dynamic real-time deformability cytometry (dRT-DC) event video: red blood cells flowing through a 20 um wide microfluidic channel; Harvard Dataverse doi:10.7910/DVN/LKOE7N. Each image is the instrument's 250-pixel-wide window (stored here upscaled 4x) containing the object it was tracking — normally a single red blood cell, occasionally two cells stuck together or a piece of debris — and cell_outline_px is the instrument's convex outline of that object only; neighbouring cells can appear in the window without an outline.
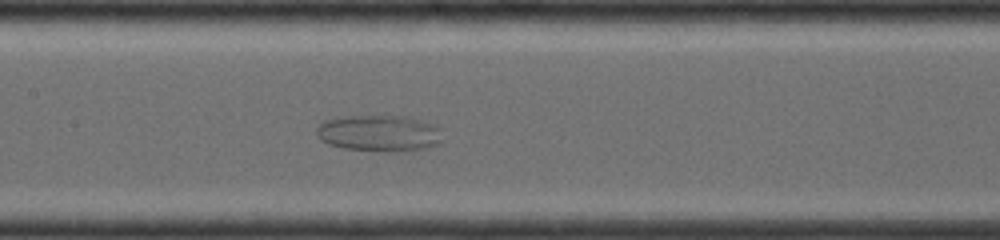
{"species": "common noctule bat (a hibernating species)", "species_latin": "Nyctalus noctula", "temperature_condition": "room temperature", "stored_images_in_passage": 34, "camera_frame_rate_fps": 4000, "um_per_image_px": 0.085, "animal": {"sex": "female", "body_mass_g": 19.0, "forearm_length_mm": 56.7}, "frame": {"image": 1, "passage_image": 16, "time_ms": 3.75, "image_size_px": [1000, 240], "cell_outline_px": [[440, 140], [436, 144], [424, 148], [388, 152], [384, 152], [344, 148], [328, 144], [320, 140], [316, 136], [316, 128], [324, 120], [344, 116], [404, 116], [436, 124], [440, 128]], "centroid_in_image_um": [32.18, 11.32], "position_along_channel_um": 175.2, "area_um2": 26.7}}
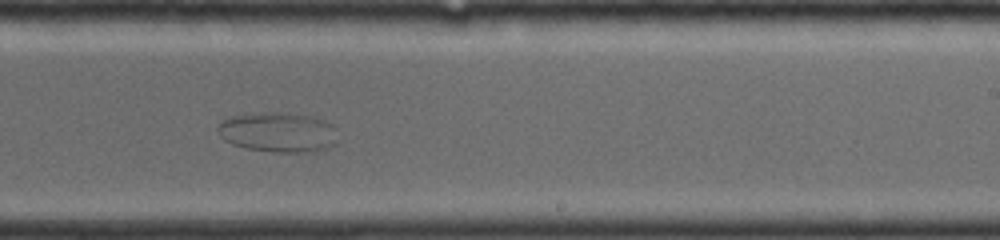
{"frame": {"image": 2, "passage_image": 22, "time_ms": 5.25, "image_size_px": [1000, 240], "cell_outline_px": [[336, 144], [332, 148], [312, 152], [272, 152], [244, 148], [232, 144], [224, 140], [220, 136], [216, 128], [220, 120], [232, 116], [268, 112], [280, 112], [312, 116], [324, 120], [332, 124], [336, 140]], "centroid_in_image_um": [23.62, 11.25], "position_along_channel_um": 265.4, "area_um2": 28.21}}
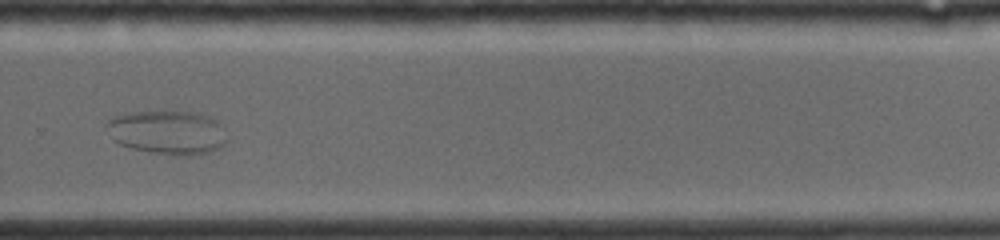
{"frame": {"image": 3, "passage_image": 25, "time_ms": 6.0, "image_size_px": [1000, 240], "cell_outline_px": [[228, 140], [220, 148], [208, 152], [188, 156], [184, 156], [152, 152], [132, 148], [120, 144], [112, 140], [108, 124], [108, 120], [112, 116], [124, 112], [164, 108], [192, 112], [208, 116], [216, 120], [220, 124]], "centroid_in_image_um": [14.23, 11.19], "position_along_channel_um": 315.6, "area_um2": 31.56}}